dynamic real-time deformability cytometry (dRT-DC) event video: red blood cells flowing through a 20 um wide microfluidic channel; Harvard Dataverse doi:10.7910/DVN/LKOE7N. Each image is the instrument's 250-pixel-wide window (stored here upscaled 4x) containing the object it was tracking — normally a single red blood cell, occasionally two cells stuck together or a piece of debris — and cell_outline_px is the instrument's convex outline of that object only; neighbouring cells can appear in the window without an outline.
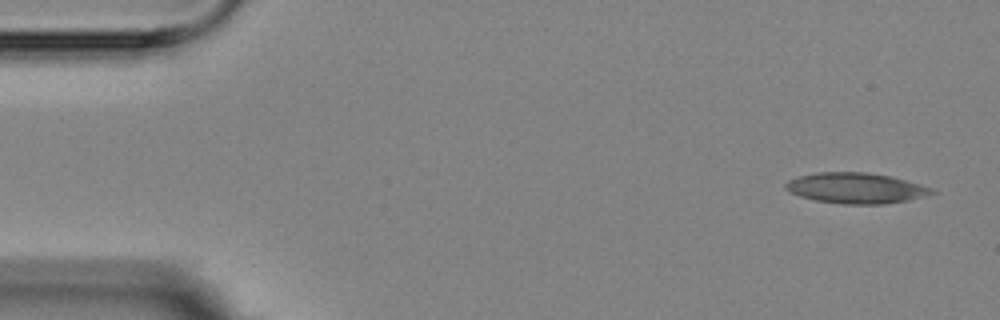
{"species": "Egyptian fruit bat (a non-hibernating species)", "species_latin": "Rousettus aegyptiacus", "temperature_condition": "room temperature", "stored_images_in_passage": 6, "camera_frame_rate_fps": 3000, "um_per_image_px": 0.085, "animal": {"sex": "female"}, "frame": {"image": 1, "passage_image": 1, "time_ms": 0.0, "image_size_px": [1000, 320], "cell_outline_px": [[936, 192], [924, 196], [908, 200], [884, 204], [844, 204], [816, 200], [800, 196], [788, 192], [784, 188], [784, 184], [788, 180], [800, 176], [816, 172], [868, 172], [892, 176], [920, 184], [932, 188]], "centroid_in_image_um": [72.73, 15.98], "position_along_channel_um": 12.3, "area_um2": 26.13}}
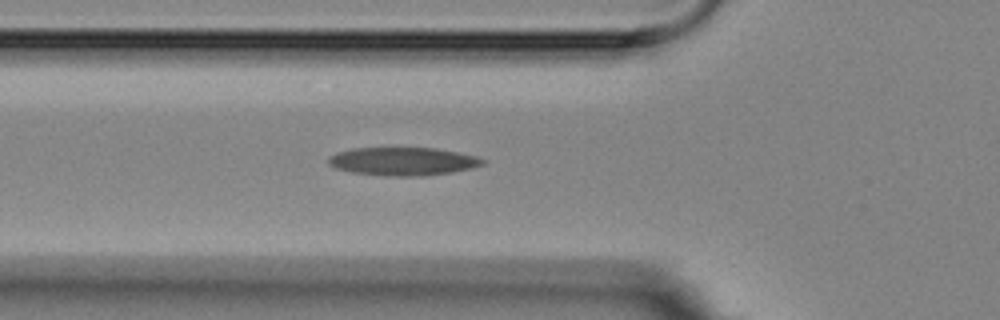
{"frame": {"image": 2, "passage_image": 6, "time_ms": 5.333, "image_size_px": [1000, 320], "cell_outline_px": [[484, 164], [472, 168], [452, 172], [424, 176], [388, 176], [352, 172], [336, 168], [328, 164], [328, 156], [336, 152], [352, 148], [436, 148], [476, 156], [484, 160]], "centroid_in_image_um": [34.22, 13.71], "position_along_channel_um": 91.6, "area_um2": 25.32}}